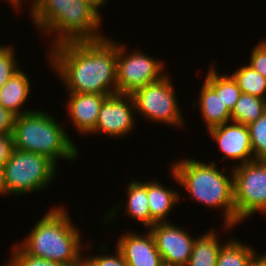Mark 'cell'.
<instances>
[{"instance_id": "cell-1", "label": "cell", "mask_w": 266, "mask_h": 266, "mask_svg": "<svg viewBox=\"0 0 266 266\" xmlns=\"http://www.w3.org/2000/svg\"><path fill=\"white\" fill-rule=\"evenodd\" d=\"M50 51L51 66L68 92L117 94V42L107 37L65 42Z\"/></svg>"}, {"instance_id": "cell-2", "label": "cell", "mask_w": 266, "mask_h": 266, "mask_svg": "<svg viewBox=\"0 0 266 266\" xmlns=\"http://www.w3.org/2000/svg\"><path fill=\"white\" fill-rule=\"evenodd\" d=\"M31 6L33 23L39 30L56 33L53 44L98 40L100 12L85 0H34Z\"/></svg>"}, {"instance_id": "cell-3", "label": "cell", "mask_w": 266, "mask_h": 266, "mask_svg": "<svg viewBox=\"0 0 266 266\" xmlns=\"http://www.w3.org/2000/svg\"><path fill=\"white\" fill-rule=\"evenodd\" d=\"M64 207L51 208L32 228L21 247L30 255L77 266L83 262L81 237Z\"/></svg>"}, {"instance_id": "cell-4", "label": "cell", "mask_w": 266, "mask_h": 266, "mask_svg": "<svg viewBox=\"0 0 266 266\" xmlns=\"http://www.w3.org/2000/svg\"><path fill=\"white\" fill-rule=\"evenodd\" d=\"M216 167V162L179 159L172 164L171 173L195 200L213 209L224 207V226L231 228L235 226L233 175L232 178L226 176Z\"/></svg>"}, {"instance_id": "cell-5", "label": "cell", "mask_w": 266, "mask_h": 266, "mask_svg": "<svg viewBox=\"0 0 266 266\" xmlns=\"http://www.w3.org/2000/svg\"><path fill=\"white\" fill-rule=\"evenodd\" d=\"M50 114L37 110L15 118L13 126L14 148L50 158L56 165L58 158H77L76 145L64 128Z\"/></svg>"}, {"instance_id": "cell-6", "label": "cell", "mask_w": 266, "mask_h": 266, "mask_svg": "<svg viewBox=\"0 0 266 266\" xmlns=\"http://www.w3.org/2000/svg\"><path fill=\"white\" fill-rule=\"evenodd\" d=\"M3 167L7 194L14 195L47 188L57 172L50 158L15 148Z\"/></svg>"}, {"instance_id": "cell-7", "label": "cell", "mask_w": 266, "mask_h": 266, "mask_svg": "<svg viewBox=\"0 0 266 266\" xmlns=\"http://www.w3.org/2000/svg\"><path fill=\"white\" fill-rule=\"evenodd\" d=\"M235 225L260 211L266 214V160L233 166Z\"/></svg>"}, {"instance_id": "cell-8", "label": "cell", "mask_w": 266, "mask_h": 266, "mask_svg": "<svg viewBox=\"0 0 266 266\" xmlns=\"http://www.w3.org/2000/svg\"><path fill=\"white\" fill-rule=\"evenodd\" d=\"M170 79L166 74L158 81L134 91L131 97L135 112L141 113L149 121L181 127L183 117Z\"/></svg>"}, {"instance_id": "cell-9", "label": "cell", "mask_w": 266, "mask_h": 266, "mask_svg": "<svg viewBox=\"0 0 266 266\" xmlns=\"http://www.w3.org/2000/svg\"><path fill=\"white\" fill-rule=\"evenodd\" d=\"M124 47L117 43V94L131 95L134 91L168 74L162 73L165 70L160 60L157 61L138 50L125 55Z\"/></svg>"}, {"instance_id": "cell-10", "label": "cell", "mask_w": 266, "mask_h": 266, "mask_svg": "<svg viewBox=\"0 0 266 266\" xmlns=\"http://www.w3.org/2000/svg\"><path fill=\"white\" fill-rule=\"evenodd\" d=\"M149 229L163 262L187 266L195 241L190 233L169 222H156Z\"/></svg>"}, {"instance_id": "cell-11", "label": "cell", "mask_w": 266, "mask_h": 266, "mask_svg": "<svg viewBox=\"0 0 266 266\" xmlns=\"http://www.w3.org/2000/svg\"><path fill=\"white\" fill-rule=\"evenodd\" d=\"M134 110L131 95L108 96L101 105L95 129L91 133L102 132L115 138L127 135L134 129Z\"/></svg>"}, {"instance_id": "cell-12", "label": "cell", "mask_w": 266, "mask_h": 266, "mask_svg": "<svg viewBox=\"0 0 266 266\" xmlns=\"http://www.w3.org/2000/svg\"><path fill=\"white\" fill-rule=\"evenodd\" d=\"M208 131L225 154L222 159H238L241 160L240 164L255 160L247 125L234 122L233 124L225 123L212 127Z\"/></svg>"}, {"instance_id": "cell-13", "label": "cell", "mask_w": 266, "mask_h": 266, "mask_svg": "<svg viewBox=\"0 0 266 266\" xmlns=\"http://www.w3.org/2000/svg\"><path fill=\"white\" fill-rule=\"evenodd\" d=\"M117 243V249L128 266H160L163 263L150 231L144 236L127 232Z\"/></svg>"}, {"instance_id": "cell-14", "label": "cell", "mask_w": 266, "mask_h": 266, "mask_svg": "<svg viewBox=\"0 0 266 266\" xmlns=\"http://www.w3.org/2000/svg\"><path fill=\"white\" fill-rule=\"evenodd\" d=\"M67 111L79 133H91L96 126L99 111L110 95L95 93H69Z\"/></svg>"}, {"instance_id": "cell-15", "label": "cell", "mask_w": 266, "mask_h": 266, "mask_svg": "<svg viewBox=\"0 0 266 266\" xmlns=\"http://www.w3.org/2000/svg\"><path fill=\"white\" fill-rule=\"evenodd\" d=\"M30 88L28 76L20 69L0 88V104L16 116L29 112L20 109L28 100Z\"/></svg>"}, {"instance_id": "cell-16", "label": "cell", "mask_w": 266, "mask_h": 266, "mask_svg": "<svg viewBox=\"0 0 266 266\" xmlns=\"http://www.w3.org/2000/svg\"><path fill=\"white\" fill-rule=\"evenodd\" d=\"M147 197L150 209V228L165 218L181 199L179 192L166 188L159 181L147 182Z\"/></svg>"}, {"instance_id": "cell-17", "label": "cell", "mask_w": 266, "mask_h": 266, "mask_svg": "<svg viewBox=\"0 0 266 266\" xmlns=\"http://www.w3.org/2000/svg\"><path fill=\"white\" fill-rule=\"evenodd\" d=\"M201 117L207 129L230 123L231 113L220 99V96L204 81L199 94Z\"/></svg>"}, {"instance_id": "cell-18", "label": "cell", "mask_w": 266, "mask_h": 266, "mask_svg": "<svg viewBox=\"0 0 266 266\" xmlns=\"http://www.w3.org/2000/svg\"><path fill=\"white\" fill-rule=\"evenodd\" d=\"M215 231L211 229L195 238L192 254L187 266H216L217 257L223 244L218 241Z\"/></svg>"}, {"instance_id": "cell-19", "label": "cell", "mask_w": 266, "mask_h": 266, "mask_svg": "<svg viewBox=\"0 0 266 266\" xmlns=\"http://www.w3.org/2000/svg\"><path fill=\"white\" fill-rule=\"evenodd\" d=\"M128 201L126 211L128 216L140 221L144 227L150 228V209L147 197V182L132 181L128 184Z\"/></svg>"}, {"instance_id": "cell-20", "label": "cell", "mask_w": 266, "mask_h": 266, "mask_svg": "<svg viewBox=\"0 0 266 266\" xmlns=\"http://www.w3.org/2000/svg\"><path fill=\"white\" fill-rule=\"evenodd\" d=\"M204 81L220 96V99L231 113L242 93L233 77L218 74L212 64Z\"/></svg>"}, {"instance_id": "cell-21", "label": "cell", "mask_w": 266, "mask_h": 266, "mask_svg": "<svg viewBox=\"0 0 266 266\" xmlns=\"http://www.w3.org/2000/svg\"><path fill=\"white\" fill-rule=\"evenodd\" d=\"M266 111V99L241 93L231 112V122L248 125Z\"/></svg>"}, {"instance_id": "cell-22", "label": "cell", "mask_w": 266, "mask_h": 266, "mask_svg": "<svg viewBox=\"0 0 266 266\" xmlns=\"http://www.w3.org/2000/svg\"><path fill=\"white\" fill-rule=\"evenodd\" d=\"M246 244L232 239L222 245L216 266H249L256 251Z\"/></svg>"}, {"instance_id": "cell-23", "label": "cell", "mask_w": 266, "mask_h": 266, "mask_svg": "<svg viewBox=\"0 0 266 266\" xmlns=\"http://www.w3.org/2000/svg\"><path fill=\"white\" fill-rule=\"evenodd\" d=\"M232 73L242 93L266 99V78L251 66H242Z\"/></svg>"}, {"instance_id": "cell-24", "label": "cell", "mask_w": 266, "mask_h": 266, "mask_svg": "<svg viewBox=\"0 0 266 266\" xmlns=\"http://www.w3.org/2000/svg\"><path fill=\"white\" fill-rule=\"evenodd\" d=\"M255 160H266V111L247 125Z\"/></svg>"}, {"instance_id": "cell-25", "label": "cell", "mask_w": 266, "mask_h": 266, "mask_svg": "<svg viewBox=\"0 0 266 266\" xmlns=\"http://www.w3.org/2000/svg\"><path fill=\"white\" fill-rule=\"evenodd\" d=\"M19 246V247H17ZM9 263L6 266H66L64 264L49 261L47 259H43L40 257H35L28 254L21 246L15 245L13 254L10 259H8Z\"/></svg>"}, {"instance_id": "cell-26", "label": "cell", "mask_w": 266, "mask_h": 266, "mask_svg": "<svg viewBox=\"0 0 266 266\" xmlns=\"http://www.w3.org/2000/svg\"><path fill=\"white\" fill-rule=\"evenodd\" d=\"M13 47L0 45V88L20 70ZM17 62V63H16Z\"/></svg>"}, {"instance_id": "cell-27", "label": "cell", "mask_w": 266, "mask_h": 266, "mask_svg": "<svg viewBox=\"0 0 266 266\" xmlns=\"http://www.w3.org/2000/svg\"><path fill=\"white\" fill-rule=\"evenodd\" d=\"M116 254L96 255L94 257H83V262L87 266H128L121 252L116 248Z\"/></svg>"}, {"instance_id": "cell-28", "label": "cell", "mask_w": 266, "mask_h": 266, "mask_svg": "<svg viewBox=\"0 0 266 266\" xmlns=\"http://www.w3.org/2000/svg\"><path fill=\"white\" fill-rule=\"evenodd\" d=\"M252 50L249 66L266 78V41L263 40Z\"/></svg>"}, {"instance_id": "cell-29", "label": "cell", "mask_w": 266, "mask_h": 266, "mask_svg": "<svg viewBox=\"0 0 266 266\" xmlns=\"http://www.w3.org/2000/svg\"><path fill=\"white\" fill-rule=\"evenodd\" d=\"M14 149L13 135L0 134V165L4 166Z\"/></svg>"}, {"instance_id": "cell-30", "label": "cell", "mask_w": 266, "mask_h": 266, "mask_svg": "<svg viewBox=\"0 0 266 266\" xmlns=\"http://www.w3.org/2000/svg\"><path fill=\"white\" fill-rule=\"evenodd\" d=\"M16 115L0 104V134H12Z\"/></svg>"}, {"instance_id": "cell-31", "label": "cell", "mask_w": 266, "mask_h": 266, "mask_svg": "<svg viewBox=\"0 0 266 266\" xmlns=\"http://www.w3.org/2000/svg\"><path fill=\"white\" fill-rule=\"evenodd\" d=\"M254 254L249 266H266V253L264 255Z\"/></svg>"}, {"instance_id": "cell-32", "label": "cell", "mask_w": 266, "mask_h": 266, "mask_svg": "<svg viewBox=\"0 0 266 266\" xmlns=\"http://www.w3.org/2000/svg\"><path fill=\"white\" fill-rule=\"evenodd\" d=\"M7 194L6 185H5V177H4V167L0 165V195Z\"/></svg>"}, {"instance_id": "cell-33", "label": "cell", "mask_w": 266, "mask_h": 266, "mask_svg": "<svg viewBox=\"0 0 266 266\" xmlns=\"http://www.w3.org/2000/svg\"><path fill=\"white\" fill-rule=\"evenodd\" d=\"M85 1L89 2L99 11V9L102 7V5L106 3L105 1L107 0H85Z\"/></svg>"}, {"instance_id": "cell-34", "label": "cell", "mask_w": 266, "mask_h": 266, "mask_svg": "<svg viewBox=\"0 0 266 266\" xmlns=\"http://www.w3.org/2000/svg\"><path fill=\"white\" fill-rule=\"evenodd\" d=\"M10 1V3L13 5L14 8L18 9V6L20 8V3L22 2V0H8Z\"/></svg>"}, {"instance_id": "cell-35", "label": "cell", "mask_w": 266, "mask_h": 266, "mask_svg": "<svg viewBox=\"0 0 266 266\" xmlns=\"http://www.w3.org/2000/svg\"><path fill=\"white\" fill-rule=\"evenodd\" d=\"M160 266H175V265H172V264H168V263L163 262Z\"/></svg>"}, {"instance_id": "cell-36", "label": "cell", "mask_w": 266, "mask_h": 266, "mask_svg": "<svg viewBox=\"0 0 266 266\" xmlns=\"http://www.w3.org/2000/svg\"><path fill=\"white\" fill-rule=\"evenodd\" d=\"M77 266H87V265L84 262H82L81 264H79Z\"/></svg>"}]
</instances>
